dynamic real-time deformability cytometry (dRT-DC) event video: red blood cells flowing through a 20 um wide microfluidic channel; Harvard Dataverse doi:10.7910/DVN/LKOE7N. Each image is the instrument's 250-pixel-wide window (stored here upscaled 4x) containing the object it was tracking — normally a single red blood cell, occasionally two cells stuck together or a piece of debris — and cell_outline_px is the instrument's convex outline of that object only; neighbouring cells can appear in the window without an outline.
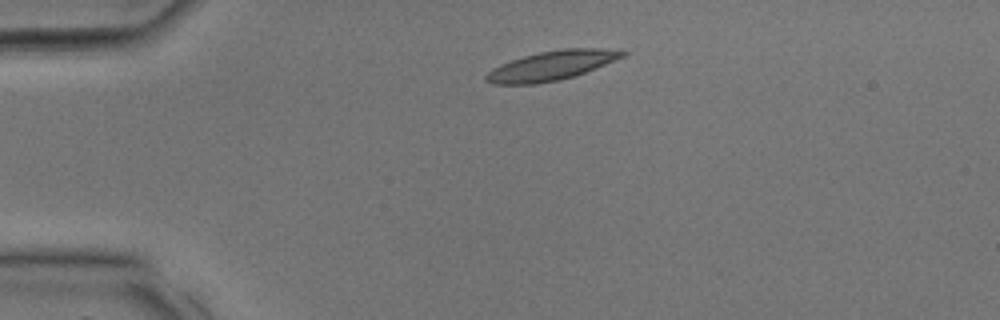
{"species": "common noctule bat (a hibernating species)", "species_latin": "Nyctalus noctula", "temperature_condition": "room temperature", "stored_images_in_passage": 16, "camera_frame_rate_fps": 3000, "um_per_image_px": 0.085, "animal": {"sex": "male", "body_mass_g": 17.9, "forearm_length_mm": 54.2}, "frame": {"image": 1, "passage_image": 1, "time_ms": 0.0, "image_size_px": [1000, 320], "cell_outline_px": [[628, 52], [624, 56], [584, 72], [560, 80], [536, 84], [492, 84], [484, 80], [484, 76], [492, 68], [500, 64], [524, 56], [540, 52], [564, 48], [596, 48]], "centroid_in_image_um": [46.79, 5.59], "position_along_channel_um": 38.2, "area_um2": 22.95}}
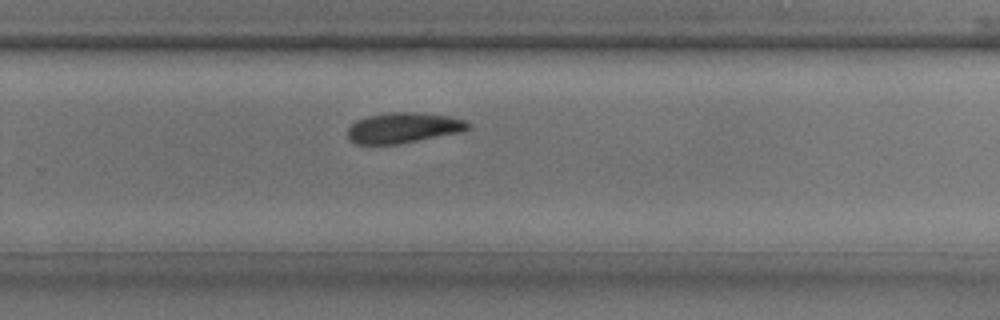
{"frame": {"image": 2, "passage_image": 15, "time_ms": 4.667, "image_size_px": [1000, 320], "cell_outline_px": [[472, 128], [460, 132], [400, 144], [356, 144], [348, 140], [348, 128], [356, 120], [368, 116], [388, 112], [412, 112], [448, 116], [468, 120], [472, 124]], "centroid_in_image_um": [34.31, 10.86], "position_along_channel_um": 295.5, "area_um2": 21.56}}